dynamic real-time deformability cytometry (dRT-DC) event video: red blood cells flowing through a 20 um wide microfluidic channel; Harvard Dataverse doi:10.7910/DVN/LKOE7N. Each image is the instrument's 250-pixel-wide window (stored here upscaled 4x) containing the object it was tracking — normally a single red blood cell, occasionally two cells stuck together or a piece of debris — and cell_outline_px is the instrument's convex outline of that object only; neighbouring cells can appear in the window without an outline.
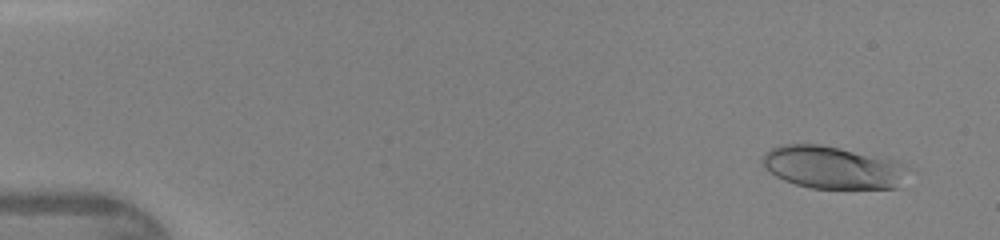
{"species": "human", "species_latin": "Homo sapiens", "temperature_condition": "warm", "stored_images_in_passage": 46, "camera_frame_rate_fps": 3000, "um_per_image_px": 0.085, "donor": {"sex": "female"}, "frame": {"image": 1, "passage_image": 3, "time_ms": 0.667, "image_size_px": [1000, 240], "cell_outline_px": [[900, 164], [896, 188], [812, 188], [796, 184], [784, 180], [776, 176], [760, 160], [772, 148], [780, 144], [820, 144], [888, 156], [896, 160]], "centroid_in_image_um": [70.68, 14.19], "position_along_channel_um": 14.3, "area_um2": 35.26}}
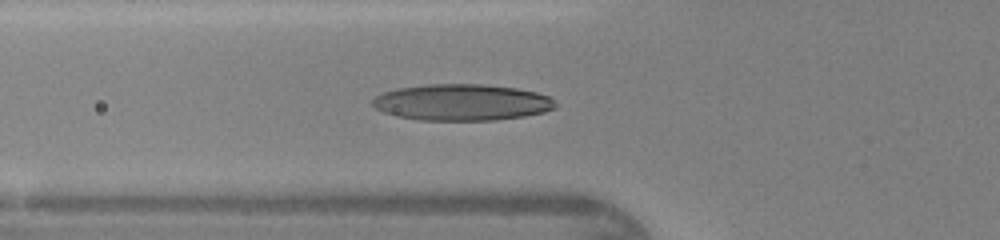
{"frame": {"image": 2, "passage_image": 17, "time_ms": 5.333, "image_size_px": [1000, 240], "cell_outline_px": [[556, 108], [544, 112], [524, 116], [496, 120], [420, 120], [396, 116], [384, 112], [376, 108], [372, 104], [372, 100], [376, 96], [384, 92], [396, 88], [428, 84], [480, 84], [516, 88], [536, 92], [548, 96], [556, 104]], "centroid_in_image_um": [39.25, 8.7], "position_along_channel_um": 86.6, "area_um2": 38.73}}
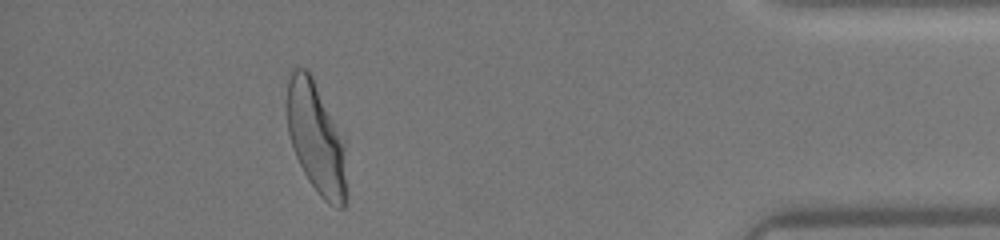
{"frame": {"image": 3, "passage_image": 42, "time_ms": 13.667, "image_size_px": [1000, 240], "cell_outline_px": [[348, 204], [344, 208], [336, 208], [328, 204], [316, 192], [308, 180], [296, 156], [288, 132], [288, 80], [292, 68], [304, 68], [312, 76], [344, 144]], "centroid_in_image_um": [26.89, 11.85], "position_along_channel_um": 408.3, "area_um2": 38.03}, "authors_computed_cell_mechanics": {"area_um2": 36.703, "velocity_mm_per_s": 4.374, "shape_relaxation_time_tau1_ms": 3.7083, "shape_relaxation_time_tau2_ms": 0.7685, "deformation_change_tau1": 0.1853, "deformation_change_tau2": 0.0743}}